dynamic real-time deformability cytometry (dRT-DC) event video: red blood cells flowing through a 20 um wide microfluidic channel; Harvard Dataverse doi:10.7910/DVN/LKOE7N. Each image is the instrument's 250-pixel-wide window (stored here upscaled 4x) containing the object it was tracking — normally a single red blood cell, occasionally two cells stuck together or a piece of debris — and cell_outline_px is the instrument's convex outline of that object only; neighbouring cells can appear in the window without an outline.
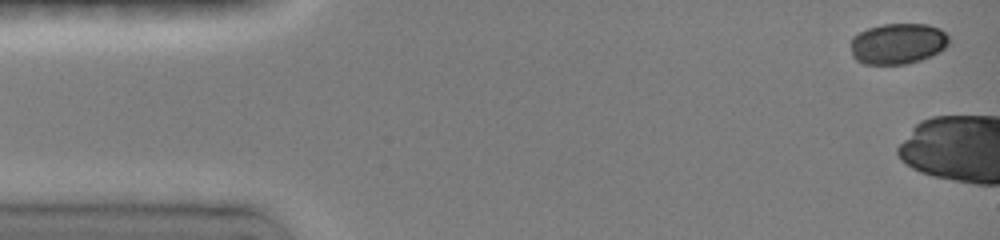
{"species": "common noctule bat (a hibernating species)", "species_latin": "Nyctalus noctula", "temperature_condition": "room temperature", "stored_images_in_passage": 4, "camera_frame_rate_fps": 3000, "um_per_image_px": 0.085, "animal": {"sex": "female", "body_mass_g": 19.0, "forearm_length_mm": 51.5}, "frame": {"image": 1, "passage_image": 1, "time_ms": 0.0, "image_size_px": [1000, 240], "cell_outline_px": [[948, 44], [940, 52], [932, 56], [920, 60], [904, 64], [864, 64], [856, 60], [852, 56], [852, 36], [868, 28], [884, 24], [928, 24], [940, 28], [948, 36]], "centroid_in_image_um": [76.32, 3.71], "position_along_channel_um": 8.7, "area_um2": 23.41}}